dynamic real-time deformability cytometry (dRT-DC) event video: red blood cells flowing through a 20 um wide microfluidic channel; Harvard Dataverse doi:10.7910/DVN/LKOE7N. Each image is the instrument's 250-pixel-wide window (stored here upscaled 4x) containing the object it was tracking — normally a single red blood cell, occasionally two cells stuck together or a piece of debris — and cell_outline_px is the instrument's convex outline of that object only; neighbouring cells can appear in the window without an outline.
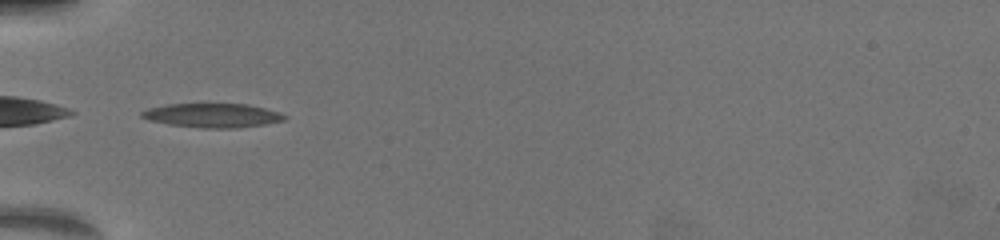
{"species": "common noctule bat (a hibernating species)", "species_latin": "Nyctalus noctula", "temperature_condition": "warm", "stored_images_in_passage": 39, "camera_frame_rate_fps": 3000, "um_per_image_px": 0.085, "animal": {"sex": "female", "body_mass_g": 19.5, "forearm_length_mm": 54.1}, "frame": {"image": 1, "passage_image": 1, "time_ms": 0.0, "image_size_px": [1000, 240], "cell_outline_px": [[288, 116], [284, 120], [264, 124], [236, 128], [204, 128], [168, 124], [148, 120], [140, 116], [140, 112], [148, 108], [168, 104], [248, 104], [280, 112]], "centroid_in_image_um": [18.05, 9.81], "position_along_channel_um": 66.9, "area_um2": 20.0}}
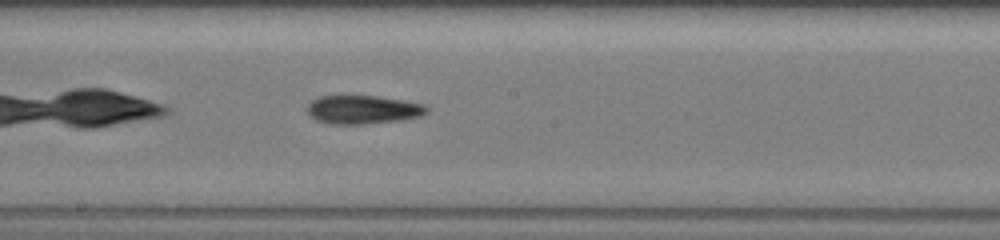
{"frame": {"image": 2, "passage_image": 15, "time_ms": 4.667, "image_size_px": [1000, 240], "cell_outline_px": [[428, 112], [420, 116], [400, 120], [364, 124], [332, 124], [316, 120], [308, 116], [308, 104], [312, 100], [320, 96], [376, 96], [404, 100], [424, 104], [428, 108]], "centroid_in_image_um": [30.84, 9.32], "position_along_channel_um": 217.4, "area_um2": 19.88}}
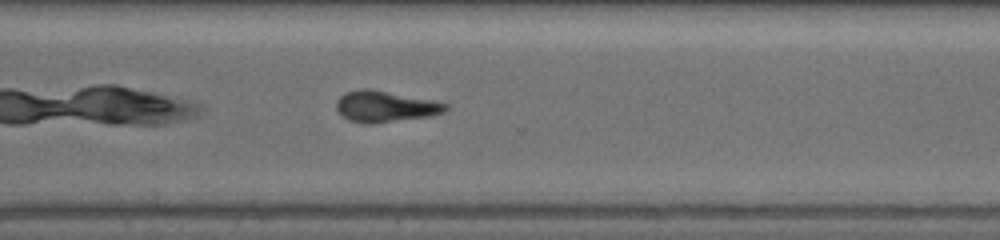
{"frame": {"image": 3, "passage_image": 26, "time_ms": 8.333, "image_size_px": [1000, 240], "cell_outline_px": [[448, 108], [444, 112], [432, 116], [372, 124], [368, 124], [348, 120], [336, 108], [336, 100], [340, 96], [348, 92], [360, 88], [368, 88], [432, 100], [448, 104]], "centroid_in_image_um": [32.75, 9.06], "position_along_channel_um": 337.8, "area_um2": 19.77}}